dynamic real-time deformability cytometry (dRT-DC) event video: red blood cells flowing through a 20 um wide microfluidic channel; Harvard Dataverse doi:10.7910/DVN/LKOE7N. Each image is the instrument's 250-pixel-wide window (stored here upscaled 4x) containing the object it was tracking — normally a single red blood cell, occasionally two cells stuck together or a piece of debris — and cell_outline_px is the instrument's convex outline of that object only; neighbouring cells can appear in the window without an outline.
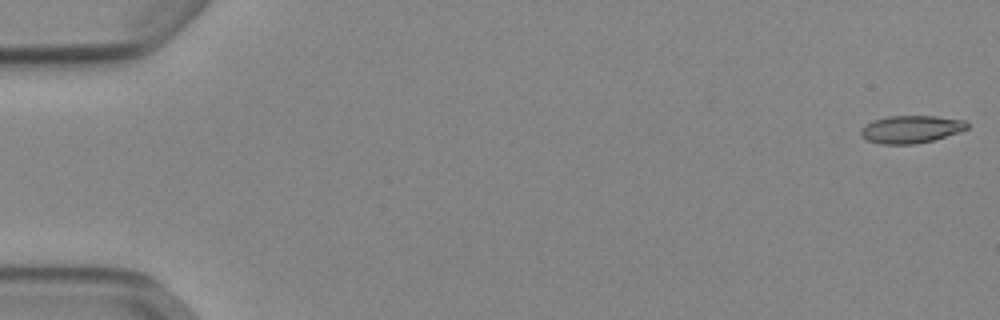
{"species": "Egyptian fruit bat (a non-hibernating species)", "species_latin": "Rousettus aegyptiacus", "temperature_condition": "cold", "stored_images_in_passage": 53, "camera_frame_rate_fps": 3000, "um_per_image_px": 0.085, "animal": {"sex": "female"}, "frame": {"image": 1, "passage_image": 1, "time_ms": 0.0, "image_size_px": [1000, 320], "cell_outline_px": [[968, 128], [960, 132], [932, 140], [912, 144], [880, 144], [868, 140], [860, 136], [860, 128], [872, 120], [888, 116], [936, 116], [964, 120], [968, 124]], "centroid_in_image_um": [77.4, 10.98], "position_along_channel_um": 7.6, "area_um2": 17.11}}
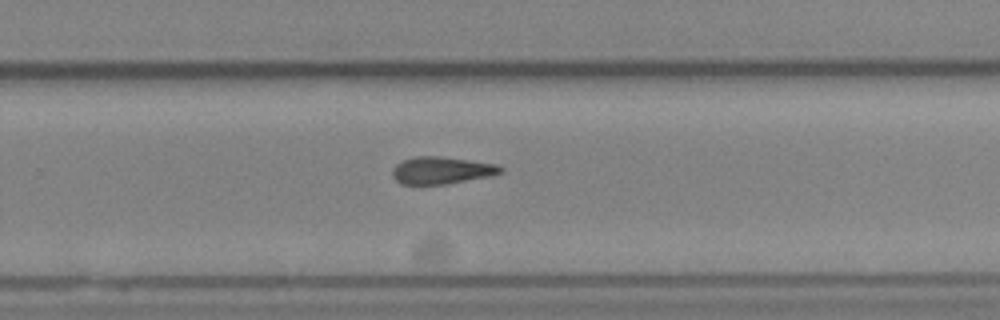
{"frame": {"image": 2, "passage_image": 35, "time_ms": 11.333, "image_size_px": [1000, 320], "cell_outline_px": [[504, 172], [492, 176], [448, 184], [400, 184], [392, 176], [392, 168], [396, 164], [404, 160], [416, 156], [440, 156], [496, 164], [504, 168]], "centroid_in_image_um": [37.55, 14.49], "position_along_channel_um": 292.2, "area_um2": 17.28}}
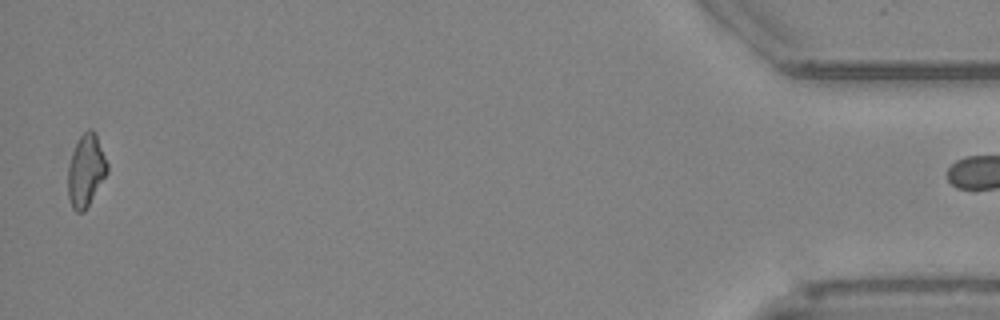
{"frame": {"image": 3, "passage_image": 52, "time_ms": 17.0, "image_size_px": [1000, 320], "cell_outline_px": [[108, 172], [84, 212], [76, 212], [72, 208], [68, 200], [68, 168], [72, 152], [80, 136], [88, 128], [92, 128], [96, 132], [108, 164]], "centroid_in_image_um": [7.31, 14.49], "position_along_channel_um": 427.9, "area_um2": 16.65}}